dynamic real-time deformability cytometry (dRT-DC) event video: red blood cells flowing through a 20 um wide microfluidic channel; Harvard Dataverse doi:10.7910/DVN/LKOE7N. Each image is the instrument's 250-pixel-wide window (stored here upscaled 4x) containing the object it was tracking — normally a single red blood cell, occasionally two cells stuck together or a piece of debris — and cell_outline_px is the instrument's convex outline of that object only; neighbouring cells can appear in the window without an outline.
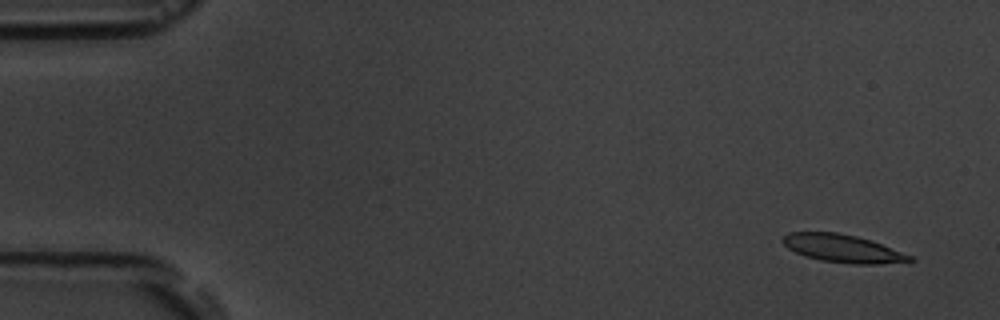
{"species": "common noctule bat (a hibernating species)", "species_latin": "Nyctalus noctula", "temperature_condition": "room temperature", "stored_images_in_passage": 4, "camera_frame_rate_fps": 3000, "um_per_image_px": 0.085, "animal": {"sex": "male", "body_mass_g": 19.5, "forearm_length_mm": 54.6}, "frame": {"image": 1, "passage_image": 1, "time_ms": 0.0, "image_size_px": [1000, 320], "cell_outline_px": [[916, 260], [876, 264], [852, 264], [820, 260], [804, 256], [788, 248], [780, 240], [788, 232], [840, 232], [872, 240], [912, 256]], "centroid_in_image_um": [71.6, 21.11], "position_along_channel_um": 13.4, "area_um2": 20.63}}
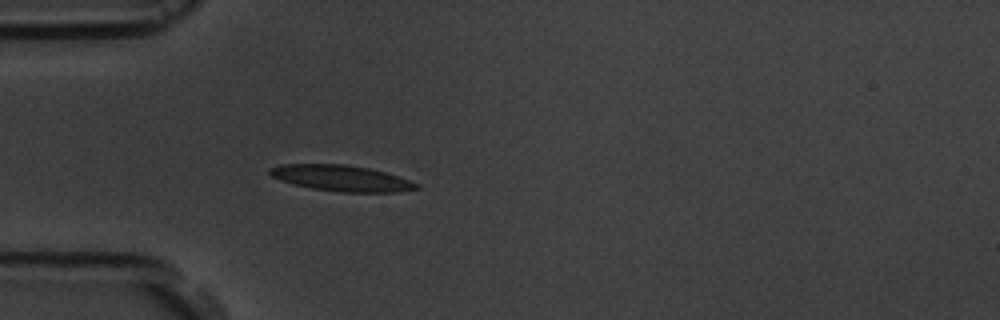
{"frame": {"image": 2, "passage_image": 4, "time_ms": 4.333, "image_size_px": [1000, 320], "cell_outline_px": [[420, 188], [396, 192], [344, 192], [312, 188], [292, 184], [280, 180], [272, 176], [268, 172], [268, 168], [280, 164], [344, 164], [368, 168], [384, 172], [420, 184]], "centroid_in_image_um": [28.98, 15.14], "position_along_channel_um": 56.0, "area_um2": 22.02}}